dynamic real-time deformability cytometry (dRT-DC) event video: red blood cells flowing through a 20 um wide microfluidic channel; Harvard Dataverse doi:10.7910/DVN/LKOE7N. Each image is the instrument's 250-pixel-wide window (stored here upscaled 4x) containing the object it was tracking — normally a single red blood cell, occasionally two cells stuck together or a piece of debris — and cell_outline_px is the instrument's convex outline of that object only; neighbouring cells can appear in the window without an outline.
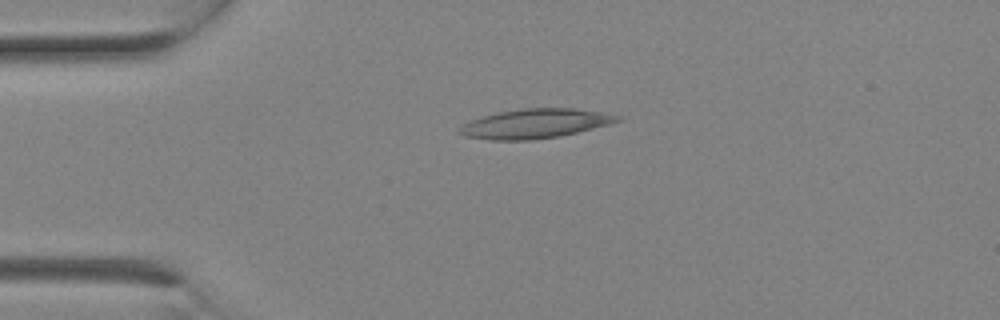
{"species": "Egyptian fruit bat (a non-hibernating species)", "species_latin": "Rousettus aegyptiacus", "temperature_condition": "room temperature", "stored_images_in_passage": 1, "camera_frame_rate_fps": 3000, "um_per_image_px": 0.085, "animal": {"sex": "female"}, "frame": {"image": 1, "passage_image": 1, "time_ms": 0.0, "image_size_px": [1000, 320], "cell_outline_px": [[624, 120], [560, 136], [532, 140], [492, 140], [464, 136], [456, 132], [464, 124], [472, 120], [496, 112], [524, 108], [572, 108], [600, 112], [620, 116]], "centroid_in_image_um": [45.46, 10.51], "position_along_channel_um": 39.5, "area_um2": 26.82}}